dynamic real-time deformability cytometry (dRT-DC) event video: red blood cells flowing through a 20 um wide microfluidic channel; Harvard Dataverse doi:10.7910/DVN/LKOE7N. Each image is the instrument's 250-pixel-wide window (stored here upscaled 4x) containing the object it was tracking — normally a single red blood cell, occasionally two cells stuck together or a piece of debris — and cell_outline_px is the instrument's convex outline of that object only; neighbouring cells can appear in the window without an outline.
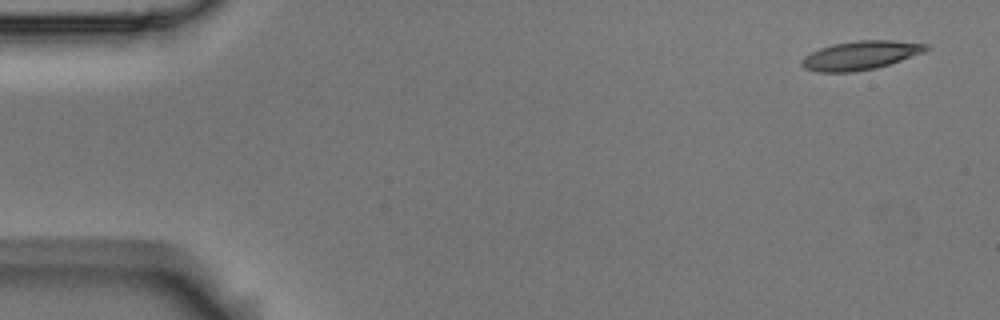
{"species": "Egyptian fruit bat (a non-hibernating species)", "species_latin": "Rousettus aegyptiacus", "temperature_condition": "room temperature", "stored_images_in_passage": 5, "camera_frame_rate_fps": 3000, "um_per_image_px": 0.085, "animal": {"sex": "male"}, "frame": {"image": 1, "passage_image": 1, "time_ms": 0.0, "image_size_px": [1000, 320], "cell_outline_px": [[928, 48], [924, 52], [876, 68], [852, 72], [816, 72], [804, 68], [800, 64], [800, 60], [804, 56], [820, 48], [832, 44], [856, 40], [892, 40], [928, 44]], "centroid_in_image_um": [73.09, 4.7], "position_along_channel_um": 11.9, "area_um2": 20.81}}
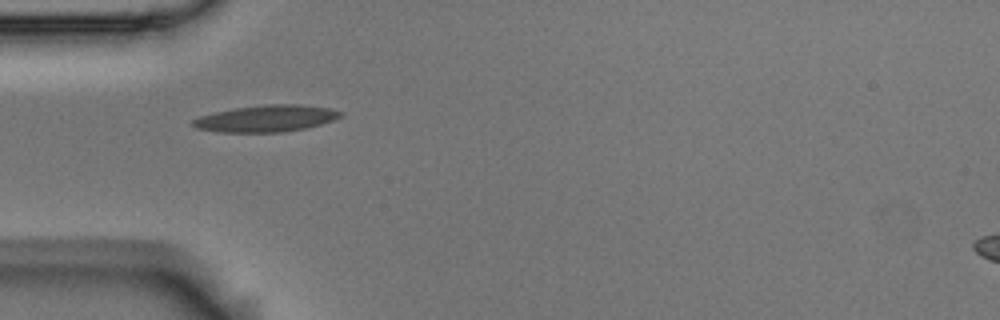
{"frame": {"image": 2, "passage_image": 4, "time_ms": 1.0, "image_size_px": [1000, 320], "cell_outline_px": [[344, 112], [340, 116], [332, 120], [320, 124], [304, 128], [284, 132], [220, 132], [196, 128], [192, 124], [192, 120], [200, 116], [216, 112], [236, 108], [268, 104], [300, 104], [328, 108]], "centroid_in_image_um": [22.62, 10.07], "position_along_channel_um": 62.4, "area_um2": 22.66}}
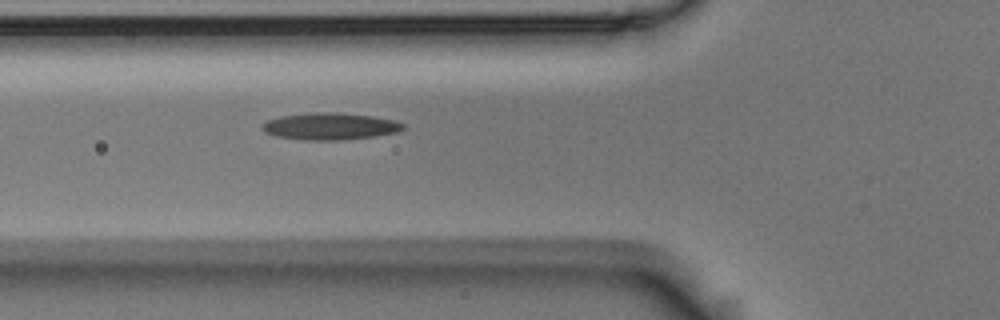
{"frame": {"image": 3, "passage_image": 5, "time_ms": 1.333, "image_size_px": [1000, 320], "cell_outline_px": [[404, 128], [396, 132], [372, 136], [340, 140], [308, 140], [276, 136], [264, 132], [260, 128], [260, 124], [268, 120], [280, 116], [316, 112], [336, 112], [372, 116], [392, 120], [404, 124]], "centroid_in_image_um": [27.99, 10.73], "position_along_channel_um": 97.8, "area_um2": 21.91}}